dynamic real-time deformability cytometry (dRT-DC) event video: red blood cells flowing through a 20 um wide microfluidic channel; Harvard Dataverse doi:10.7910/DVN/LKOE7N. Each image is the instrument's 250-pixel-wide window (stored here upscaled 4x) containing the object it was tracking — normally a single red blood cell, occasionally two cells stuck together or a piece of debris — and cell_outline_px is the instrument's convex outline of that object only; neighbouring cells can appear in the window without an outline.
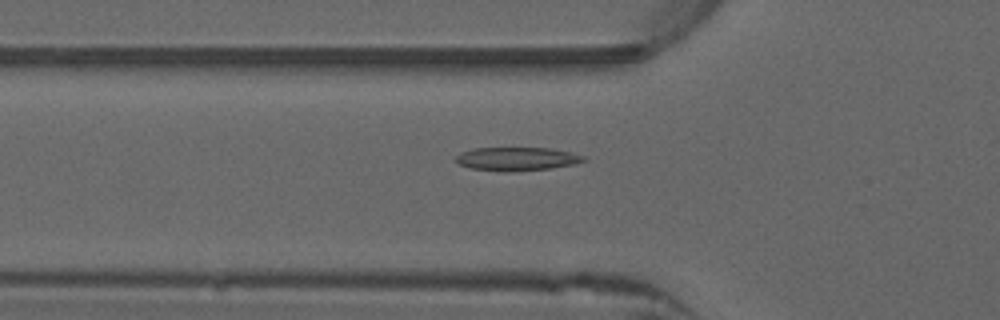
{"species": "common noctule bat (a hibernating species)", "species_latin": "Nyctalus noctula", "temperature_condition": "warm", "stored_images_in_passage": 49, "camera_frame_rate_fps": 3000, "um_per_image_px": 0.085, "animal": {"sex": "male", "forearm_length_mm": 52.5}, "frame": {"image": 1, "passage_image": 18, "time_ms": 5.667, "image_size_px": [1000, 320], "cell_outline_px": [[584, 160], [576, 164], [552, 168], [508, 172], [500, 172], [472, 168], [460, 164], [452, 160], [460, 152], [472, 148], [552, 148], [584, 156]], "centroid_in_image_um": [43.87, 13.51], "position_along_channel_um": 81.9, "area_um2": 17.57}}
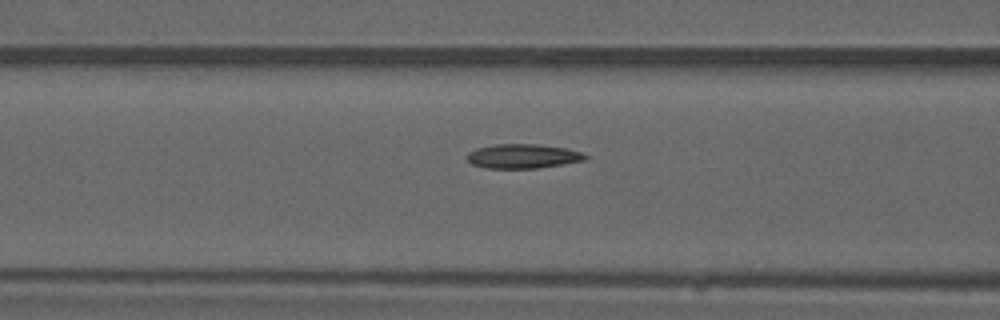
{"frame": {"image": 2, "passage_image": 21, "time_ms": 6.667, "image_size_px": [1000, 320], "cell_outline_px": [[588, 160], [536, 168], [484, 168], [472, 164], [464, 156], [468, 152], [476, 148], [496, 144], [536, 144], [564, 148], [580, 152], [588, 156]], "centroid_in_image_um": [44.4, 13.28], "position_along_channel_um": 122.2, "area_um2": 16.76}}
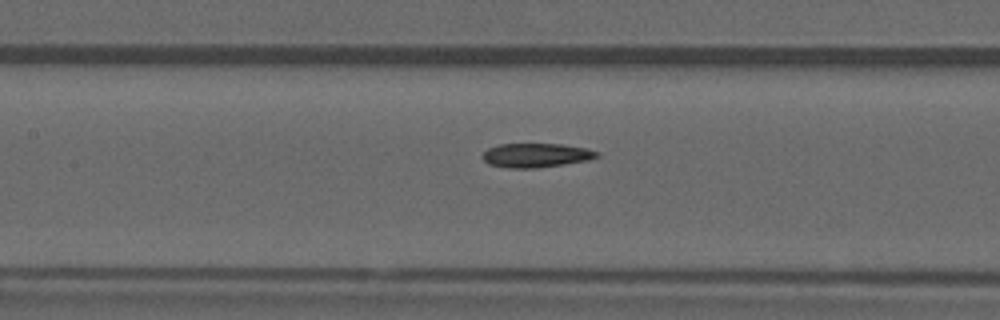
{"frame": {"image": 3, "passage_image": 24, "time_ms": 7.667, "image_size_px": [1000, 320], "cell_outline_px": [[600, 156], [588, 160], [564, 164], [536, 168], [508, 168], [488, 164], [480, 156], [488, 148], [500, 144], [564, 144], [588, 148], [600, 152]], "centroid_in_image_um": [45.58, 13.19], "position_along_channel_um": 161.8, "area_um2": 16.24}}